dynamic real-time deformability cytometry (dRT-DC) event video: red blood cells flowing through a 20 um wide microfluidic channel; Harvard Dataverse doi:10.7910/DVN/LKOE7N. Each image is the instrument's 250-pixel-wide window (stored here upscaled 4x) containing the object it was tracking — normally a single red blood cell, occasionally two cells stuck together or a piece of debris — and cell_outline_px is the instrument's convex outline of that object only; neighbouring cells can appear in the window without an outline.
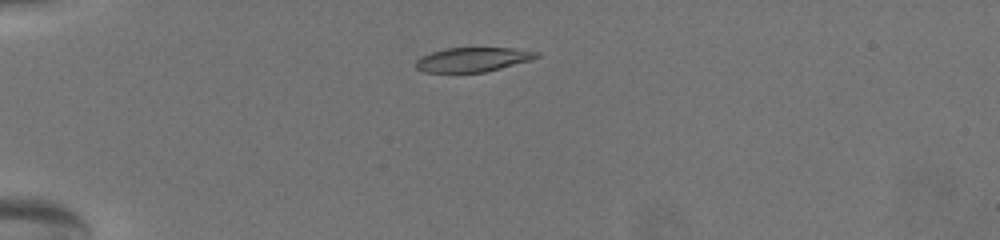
{"species": "common noctule bat (a hibernating species)", "species_latin": "Nyctalus noctula", "temperature_condition": "warm", "stored_images_in_passage": 62, "camera_frame_rate_fps": 3000, "um_per_image_px": 0.085, "animal": {"sex": "female", "body_mass_g": 19.5, "forearm_length_mm": 54.1}, "frame": {"image": 1, "passage_image": 13, "time_ms": 4.0, "image_size_px": [1000, 240], "cell_outline_px": [[540, 56], [532, 60], [484, 72], [424, 72], [416, 68], [412, 64], [420, 56], [432, 52], [448, 48], [512, 48], [540, 52]], "centroid_in_image_um": [40.17, 5.06], "position_along_channel_um": 44.8, "area_um2": 17.17}}
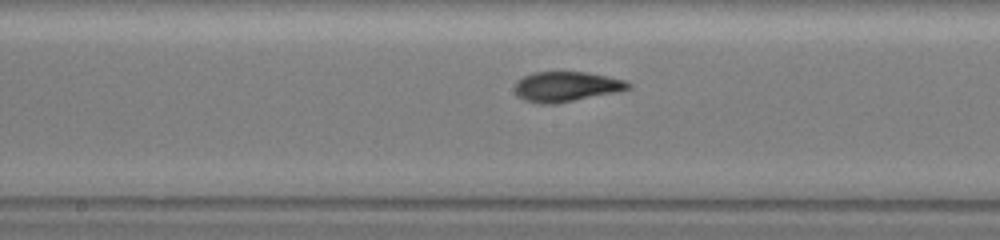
{"frame": {"image": 2, "passage_image": 32, "time_ms": 10.333, "image_size_px": [1000, 240], "cell_outline_px": [[632, 88], [616, 92], [556, 104], [540, 104], [524, 100], [516, 92], [516, 80], [524, 76], [536, 72], [584, 72], [624, 80], [632, 84]], "centroid_in_image_um": [48.14, 7.37], "position_along_channel_um": 200.1, "area_um2": 19.65}}
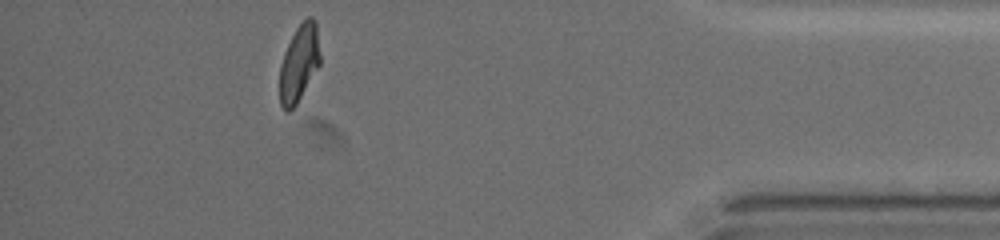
{"frame": {"image": 3, "passage_image": 56, "time_ms": 18.333, "image_size_px": [1000, 240], "cell_outline_px": [[320, 64], [296, 104], [288, 112], [284, 112], [280, 104], [280, 64], [284, 52], [296, 28], [308, 16], [312, 16], [316, 20], [320, 56]], "centroid_in_image_um": [25.42, 5.36], "position_along_channel_um": 409.8, "area_um2": 18.03}, "authors_computed_cell_mechanics": {"area_um2": 18.8139, "velocity_mm_per_s": 3.1207, "shape_relaxation_time_tau1_ms": 4.2697, "shape_relaxation_time_tau2_ms": 1.9488, "deformation_change_tau1": 0.1866, "deformation_change_tau2": 0.0713}}